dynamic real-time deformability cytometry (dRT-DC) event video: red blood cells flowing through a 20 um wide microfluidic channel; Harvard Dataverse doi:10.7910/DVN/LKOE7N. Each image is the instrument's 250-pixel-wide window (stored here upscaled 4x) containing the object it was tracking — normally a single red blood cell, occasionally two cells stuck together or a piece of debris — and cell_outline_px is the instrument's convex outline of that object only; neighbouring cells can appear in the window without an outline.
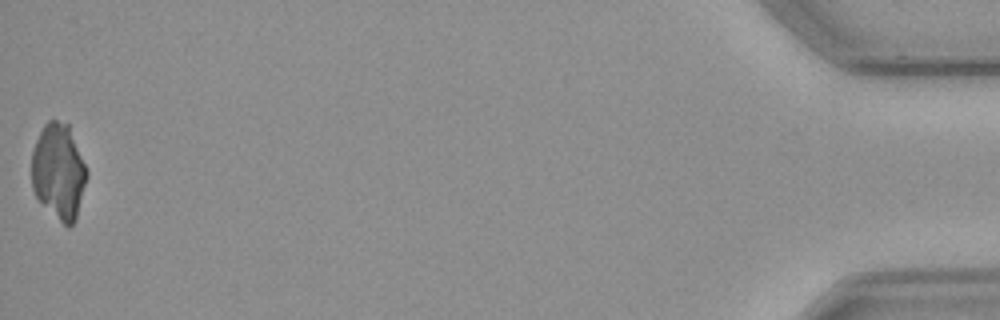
{"species": "common noctule bat (a hibernating species)", "species_latin": "Nyctalus noctula", "temperature_condition": "cold", "stored_images_in_passage": 49, "camera_frame_rate_fps": 3000, "um_per_image_px": 0.085, "animal": {"sex": "male", "body_mass_g": 23.1, "forearm_length_mm": 52.7}, "frame": {"image": 1, "passage_image": 49, "time_ms": 16.0, "image_size_px": [1000, 320], "cell_outline_px": [[88, 176], [76, 216], [72, 224], [68, 228], [36, 196], [32, 188], [32, 152], [36, 140], [44, 124], [48, 120], [56, 120], [68, 124], [88, 172]], "centroid_in_image_um": [4.98, 14.54], "position_along_channel_um": 430.2, "area_um2": 30.17}}